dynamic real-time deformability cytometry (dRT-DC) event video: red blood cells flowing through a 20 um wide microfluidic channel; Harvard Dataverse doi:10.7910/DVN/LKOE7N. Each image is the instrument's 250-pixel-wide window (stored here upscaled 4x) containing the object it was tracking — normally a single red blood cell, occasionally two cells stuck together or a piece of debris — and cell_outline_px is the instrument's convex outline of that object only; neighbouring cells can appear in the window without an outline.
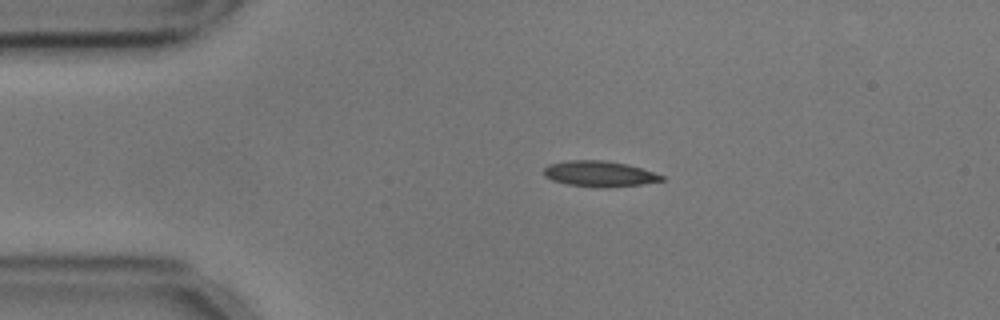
{"species": "common noctule bat (a hibernating species)", "species_latin": "Nyctalus noctula", "temperature_condition": "cold", "stored_images_in_passage": 45, "camera_frame_rate_fps": 3000, "um_per_image_px": 0.085, "animal": {"sex": "male", "body_mass_g": 17.9, "forearm_length_mm": 54.2}, "frame": {"image": 1, "passage_image": 1, "time_ms": 0.0, "image_size_px": [1000, 320], "cell_outline_px": [[664, 180], [640, 184], [608, 188], [600, 188], [568, 184], [552, 180], [544, 176], [544, 168], [548, 164], [568, 160], [604, 160], [628, 164], [664, 176]], "centroid_in_image_um": [50.92, 14.77], "position_along_channel_um": 34.1, "area_um2": 17.63}}
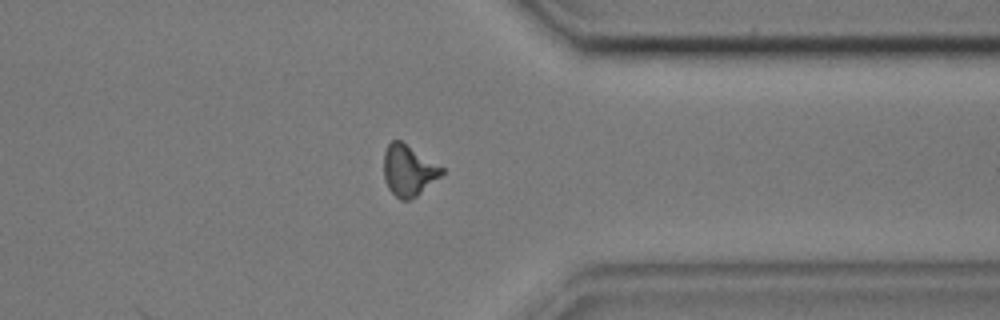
{"frame": {"image": 2, "passage_image": 33, "time_ms": 10.667, "image_size_px": [1000, 320], "cell_outline_px": [[444, 172], [440, 176], [416, 196], [408, 200], [400, 200], [388, 188], [384, 180], [384, 152], [388, 144], [392, 140], [400, 140], [444, 168]], "centroid_in_image_um": [34.7, 14.48], "position_along_channel_um": 376.7, "area_um2": 16.99}}
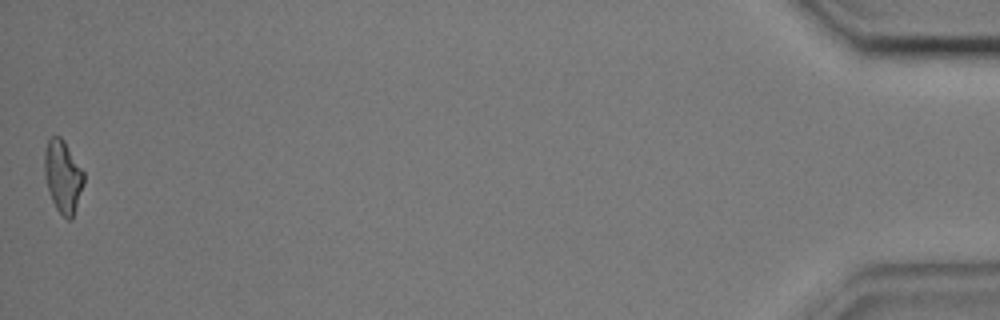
{"frame": {"image": 3, "passage_image": 45, "time_ms": 14.667, "image_size_px": [1000, 320], "cell_outline_px": [[84, 184], [72, 220], [68, 220], [56, 208], [52, 200], [44, 176], [44, 152], [48, 140], [52, 136], [60, 136], [64, 140], [84, 172]], "centroid_in_image_um": [5.35, 14.99], "position_along_channel_um": 429.9, "area_um2": 16.59}, "authors_computed_cell_mechanics": {"area_um2": 17.2244, "velocity_mm_per_s": 3.5944, "shape_relaxation_time_tau1_ms": 9.2583, "shape_relaxation_time_tau2_ms": 5.1677, "deformation_change_tau1": 0.2066, "deformation_change_tau2": 0.1362}}